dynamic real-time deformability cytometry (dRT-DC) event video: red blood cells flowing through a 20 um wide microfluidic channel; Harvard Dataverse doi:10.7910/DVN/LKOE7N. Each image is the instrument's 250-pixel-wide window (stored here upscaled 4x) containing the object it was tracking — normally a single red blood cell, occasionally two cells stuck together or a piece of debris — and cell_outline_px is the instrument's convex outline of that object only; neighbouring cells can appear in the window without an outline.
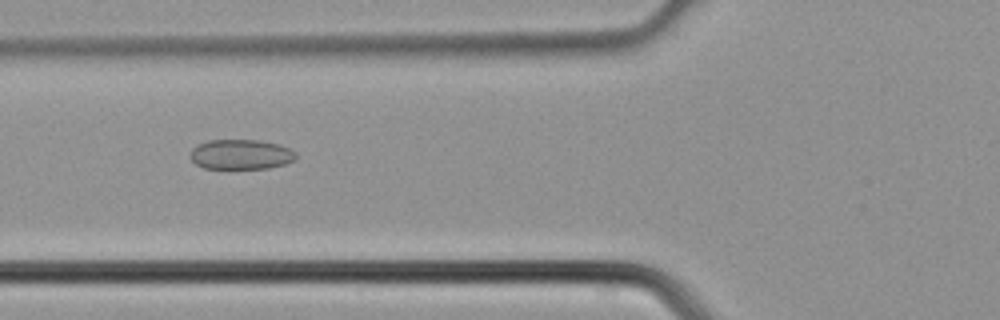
{"species": "common noctule bat (a hibernating species)", "species_latin": "Nyctalus noctula", "temperature_condition": "cold", "stored_images_in_passage": 5, "camera_frame_rate_fps": 3000, "um_per_image_px": 0.085, "animal": {"sex": "male", "body_mass_g": 21.5, "forearm_length_mm": 52.0}, "frame": {"image": 1, "passage_image": 5, "time_ms": 1.333, "image_size_px": [1000, 320], "cell_outline_px": [[296, 160], [284, 164], [268, 168], [204, 168], [196, 164], [188, 156], [192, 148], [196, 144], [208, 140], [260, 140], [280, 144], [296, 152]], "centroid_in_image_um": [20.46, 13.11], "position_along_channel_um": 105.3, "area_um2": 18.61}}